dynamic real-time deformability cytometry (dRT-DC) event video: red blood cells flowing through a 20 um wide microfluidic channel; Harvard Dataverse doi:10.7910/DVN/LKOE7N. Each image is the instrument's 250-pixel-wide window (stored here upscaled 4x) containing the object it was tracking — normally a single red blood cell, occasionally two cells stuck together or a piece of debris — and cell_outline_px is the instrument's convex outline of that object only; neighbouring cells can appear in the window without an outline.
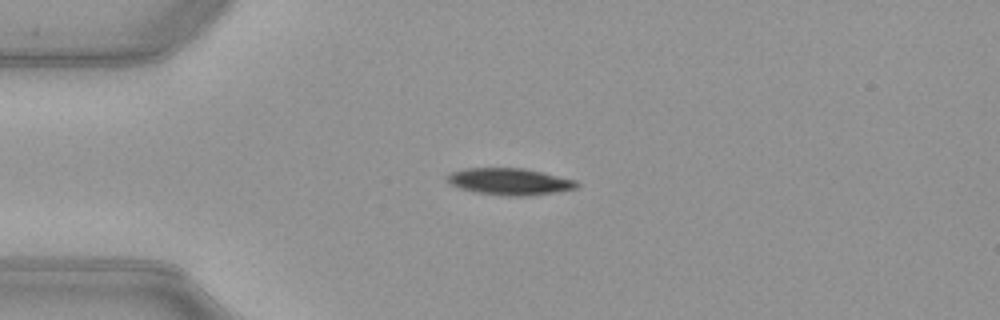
{"species": "common noctule bat (a hibernating species)", "species_latin": "Nyctalus noctula", "temperature_condition": "warm", "stored_images_in_passage": 45, "camera_frame_rate_fps": 3000, "um_per_image_px": 0.085, "animal": {"sex": "female", "body_mass_g": 21.9}, "frame": {"image": 1, "passage_image": 12, "time_ms": 3.667, "image_size_px": [1000, 320], "cell_outline_px": [[580, 184], [576, 188], [556, 192], [528, 196], [508, 196], [476, 192], [460, 188], [452, 184], [448, 180], [448, 176], [452, 172], [464, 168], [524, 168], [576, 180]], "centroid_in_image_um": [43.36, 15.43], "position_along_channel_um": 41.6, "area_um2": 20.0}}
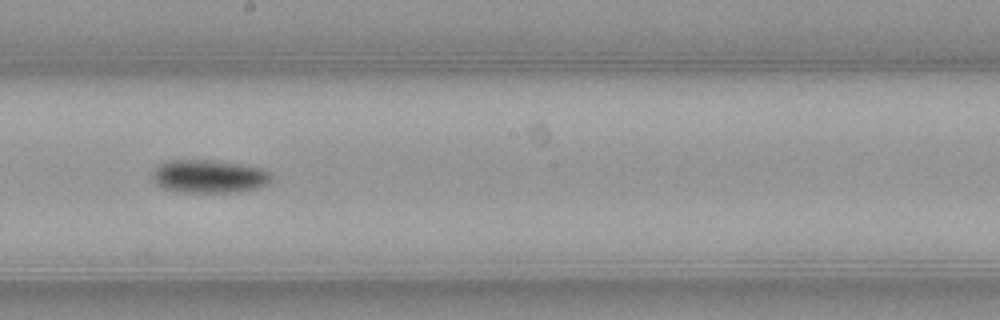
{"frame": {"image": 2, "passage_image": 28, "time_ms": 9.0, "image_size_px": [1000, 320], "cell_outline_px": [[272, 180], [268, 184], [260, 188], [240, 192], [176, 192], [164, 188], [156, 184], [152, 180], [152, 176], [156, 168], [160, 164], [168, 160], [216, 160], [240, 164], [260, 168], [272, 172]], "centroid_in_image_um": [17.81, 15.0], "position_along_channel_um": 230.4, "area_um2": 23.29}}
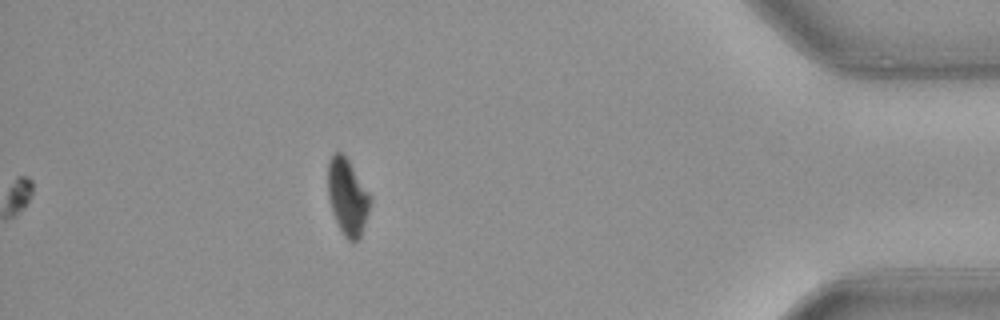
{"frame": {"image": 3, "passage_image": 45, "time_ms": 14.667, "image_size_px": [1000, 320], "cell_outline_px": [[372, 200], [360, 236], [352, 244], [344, 236], [332, 212], [328, 196], [328, 160], [336, 152], [340, 152], [348, 160], [372, 196]], "centroid_in_image_um": [29.54, 16.74], "position_along_channel_um": 405.7, "area_um2": 18.67}, "authors_computed_cell_mechanics": {"area_um2": 20.5768, "velocity_mm_per_s": 3.9891, "shape_relaxation_time_tau1_ms": 7.5186, "shape_relaxation_time_tau2_ms": null, "deformation_change_tau1": 0.2014, "deformation_change_tau2": null}}